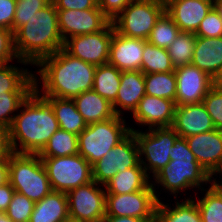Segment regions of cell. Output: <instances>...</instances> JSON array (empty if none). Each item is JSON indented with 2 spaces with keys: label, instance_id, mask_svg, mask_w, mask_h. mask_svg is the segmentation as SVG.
Returning <instances> with one entry per match:
<instances>
[{
  "label": "cell",
  "instance_id": "cell-1",
  "mask_svg": "<svg viewBox=\"0 0 222 222\" xmlns=\"http://www.w3.org/2000/svg\"><path fill=\"white\" fill-rule=\"evenodd\" d=\"M35 66L40 67L36 71L40 82L34 74L35 91L40 96L73 99L93 88L97 66L71 56L63 48L42 58ZM39 86L42 87L41 91Z\"/></svg>",
  "mask_w": 222,
  "mask_h": 222
},
{
  "label": "cell",
  "instance_id": "cell-2",
  "mask_svg": "<svg viewBox=\"0 0 222 222\" xmlns=\"http://www.w3.org/2000/svg\"><path fill=\"white\" fill-rule=\"evenodd\" d=\"M20 108L9 128L12 152L39 154L60 128L53 108L35 90Z\"/></svg>",
  "mask_w": 222,
  "mask_h": 222
},
{
  "label": "cell",
  "instance_id": "cell-3",
  "mask_svg": "<svg viewBox=\"0 0 222 222\" xmlns=\"http://www.w3.org/2000/svg\"><path fill=\"white\" fill-rule=\"evenodd\" d=\"M14 50L18 59L36 65L64 46L58 27V13L51 1L38 10L14 34Z\"/></svg>",
  "mask_w": 222,
  "mask_h": 222
},
{
  "label": "cell",
  "instance_id": "cell-4",
  "mask_svg": "<svg viewBox=\"0 0 222 222\" xmlns=\"http://www.w3.org/2000/svg\"><path fill=\"white\" fill-rule=\"evenodd\" d=\"M170 161L158 171L151 181L155 188L161 185L165 192H171L177 198L178 193L187 189H204L202 184H212V177L196 160L184 137L178 136L169 150ZM153 182V183H152ZM185 189V190H184ZM167 190V191H166ZM177 193V195H176Z\"/></svg>",
  "mask_w": 222,
  "mask_h": 222
},
{
  "label": "cell",
  "instance_id": "cell-5",
  "mask_svg": "<svg viewBox=\"0 0 222 222\" xmlns=\"http://www.w3.org/2000/svg\"><path fill=\"white\" fill-rule=\"evenodd\" d=\"M9 182L15 192L34 202L47 196L52 188L38 154L12 153L8 159Z\"/></svg>",
  "mask_w": 222,
  "mask_h": 222
},
{
  "label": "cell",
  "instance_id": "cell-6",
  "mask_svg": "<svg viewBox=\"0 0 222 222\" xmlns=\"http://www.w3.org/2000/svg\"><path fill=\"white\" fill-rule=\"evenodd\" d=\"M124 118L115 115L108 120L88 124L78 135V153L91 165L104 157L131 132Z\"/></svg>",
  "mask_w": 222,
  "mask_h": 222
},
{
  "label": "cell",
  "instance_id": "cell-7",
  "mask_svg": "<svg viewBox=\"0 0 222 222\" xmlns=\"http://www.w3.org/2000/svg\"><path fill=\"white\" fill-rule=\"evenodd\" d=\"M130 131L134 134L138 144L140 163L147 176L150 178L149 175L152 173L153 177L169 163V150L179 135L171 126L154 127L148 131L146 129L145 132L142 129L140 131L131 127Z\"/></svg>",
  "mask_w": 222,
  "mask_h": 222
},
{
  "label": "cell",
  "instance_id": "cell-8",
  "mask_svg": "<svg viewBox=\"0 0 222 222\" xmlns=\"http://www.w3.org/2000/svg\"><path fill=\"white\" fill-rule=\"evenodd\" d=\"M164 12L160 0H132L112 23L120 35L147 40Z\"/></svg>",
  "mask_w": 222,
  "mask_h": 222
},
{
  "label": "cell",
  "instance_id": "cell-9",
  "mask_svg": "<svg viewBox=\"0 0 222 222\" xmlns=\"http://www.w3.org/2000/svg\"><path fill=\"white\" fill-rule=\"evenodd\" d=\"M40 158L52 191L67 193L93 181L92 165L79 153L71 156Z\"/></svg>",
  "mask_w": 222,
  "mask_h": 222
},
{
  "label": "cell",
  "instance_id": "cell-10",
  "mask_svg": "<svg viewBox=\"0 0 222 222\" xmlns=\"http://www.w3.org/2000/svg\"><path fill=\"white\" fill-rule=\"evenodd\" d=\"M94 180L66 193L70 222H102L106 216L105 188Z\"/></svg>",
  "mask_w": 222,
  "mask_h": 222
},
{
  "label": "cell",
  "instance_id": "cell-11",
  "mask_svg": "<svg viewBox=\"0 0 222 222\" xmlns=\"http://www.w3.org/2000/svg\"><path fill=\"white\" fill-rule=\"evenodd\" d=\"M151 182L140 191L129 194H106V216H128L155 219L159 194Z\"/></svg>",
  "mask_w": 222,
  "mask_h": 222
},
{
  "label": "cell",
  "instance_id": "cell-12",
  "mask_svg": "<svg viewBox=\"0 0 222 222\" xmlns=\"http://www.w3.org/2000/svg\"><path fill=\"white\" fill-rule=\"evenodd\" d=\"M139 163L138 144L134 134L130 132L104 157L92 165V179L104 187L119 171L136 167Z\"/></svg>",
  "mask_w": 222,
  "mask_h": 222
},
{
  "label": "cell",
  "instance_id": "cell-13",
  "mask_svg": "<svg viewBox=\"0 0 222 222\" xmlns=\"http://www.w3.org/2000/svg\"><path fill=\"white\" fill-rule=\"evenodd\" d=\"M112 21L101 31L78 35L64 41L63 49L86 63L100 66L108 64L110 43L113 37Z\"/></svg>",
  "mask_w": 222,
  "mask_h": 222
},
{
  "label": "cell",
  "instance_id": "cell-14",
  "mask_svg": "<svg viewBox=\"0 0 222 222\" xmlns=\"http://www.w3.org/2000/svg\"><path fill=\"white\" fill-rule=\"evenodd\" d=\"M57 13L58 27L64 41L74 36L99 32L111 22L98 6L85 10H57Z\"/></svg>",
  "mask_w": 222,
  "mask_h": 222
},
{
  "label": "cell",
  "instance_id": "cell-15",
  "mask_svg": "<svg viewBox=\"0 0 222 222\" xmlns=\"http://www.w3.org/2000/svg\"><path fill=\"white\" fill-rule=\"evenodd\" d=\"M177 106L200 103L212 87V78L192 64L175 68Z\"/></svg>",
  "mask_w": 222,
  "mask_h": 222
},
{
  "label": "cell",
  "instance_id": "cell-16",
  "mask_svg": "<svg viewBox=\"0 0 222 222\" xmlns=\"http://www.w3.org/2000/svg\"><path fill=\"white\" fill-rule=\"evenodd\" d=\"M185 139L198 163L217 179L222 169V130L214 129Z\"/></svg>",
  "mask_w": 222,
  "mask_h": 222
},
{
  "label": "cell",
  "instance_id": "cell-17",
  "mask_svg": "<svg viewBox=\"0 0 222 222\" xmlns=\"http://www.w3.org/2000/svg\"><path fill=\"white\" fill-rule=\"evenodd\" d=\"M176 103L170 99L144 95L132 113L135 124L154 127H168L173 124Z\"/></svg>",
  "mask_w": 222,
  "mask_h": 222
},
{
  "label": "cell",
  "instance_id": "cell-18",
  "mask_svg": "<svg viewBox=\"0 0 222 222\" xmlns=\"http://www.w3.org/2000/svg\"><path fill=\"white\" fill-rule=\"evenodd\" d=\"M214 5L213 0H173L165 4V11L181 32L195 33Z\"/></svg>",
  "mask_w": 222,
  "mask_h": 222
},
{
  "label": "cell",
  "instance_id": "cell-19",
  "mask_svg": "<svg viewBox=\"0 0 222 222\" xmlns=\"http://www.w3.org/2000/svg\"><path fill=\"white\" fill-rule=\"evenodd\" d=\"M144 40L120 35L114 29L110 43L108 64L118 70H141Z\"/></svg>",
  "mask_w": 222,
  "mask_h": 222
},
{
  "label": "cell",
  "instance_id": "cell-20",
  "mask_svg": "<svg viewBox=\"0 0 222 222\" xmlns=\"http://www.w3.org/2000/svg\"><path fill=\"white\" fill-rule=\"evenodd\" d=\"M171 127L184 138L215 129L212 118L202 102L176 106Z\"/></svg>",
  "mask_w": 222,
  "mask_h": 222
},
{
  "label": "cell",
  "instance_id": "cell-21",
  "mask_svg": "<svg viewBox=\"0 0 222 222\" xmlns=\"http://www.w3.org/2000/svg\"><path fill=\"white\" fill-rule=\"evenodd\" d=\"M120 79V87L112 107L116 115L122 116V111L133 113L146 92L144 73L141 70L123 71Z\"/></svg>",
  "mask_w": 222,
  "mask_h": 222
},
{
  "label": "cell",
  "instance_id": "cell-22",
  "mask_svg": "<svg viewBox=\"0 0 222 222\" xmlns=\"http://www.w3.org/2000/svg\"><path fill=\"white\" fill-rule=\"evenodd\" d=\"M191 64L213 78L222 66V37H196Z\"/></svg>",
  "mask_w": 222,
  "mask_h": 222
},
{
  "label": "cell",
  "instance_id": "cell-23",
  "mask_svg": "<svg viewBox=\"0 0 222 222\" xmlns=\"http://www.w3.org/2000/svg\"><path fill=\"white\" fill-rule=\"evenodd\" d=\"M29 222H70L66 193L51 191L35 202Z\"/></svg>",
  "mask_w": 222,
  "mask_h": 222
},
{
  "label": "cell",
  "instance_id": "cell-24",
  "mask_svg": "<svg viewBox=\"0 0 222 222\" xmlns=\"http://www.w3.org/2000/svg\"><path fill=\"white\" fill-rule=\"evenodd\" d=\"M78 112L88 124L113 118L112 104L96 91L88 90L73 98Z\"/></svg>",
  "mask_w": 222,
  "mask_h": 222
},
{
  "label": "cell",
  "instance_id": "cell-25",
  "mask_svg": "<svg viewBox=\"0 0 222 222\" xmlns=\"http://www.w3.org/2000/svg\"><path fill=\"white\" fill-rule=\"evenodd\" d=\"M150 182V178L139 163L136 167L119 171L104 185V188L106 194H129L143 190Z\"/></svg>",
  "mask_w": 222,
  "mask_h": 222
},
{
  "label": "cell",
  "instance_id": "cell-26",
  "mask_svg": "<svg viewBox=\"0 0 222 222\" xmlns=\"http://www.w3.org/2000/svg\"><path fill=\"white\" fill-rule=\"evenodd\" d=\"M53 108L60 129L79 135L86 127L82 115L78 112L73 99L41 96Z\"/></svg>",
  "mask_w": 222,
  "mask_h": 222
},
{
  "label": "cell",
  "instance_id": "cell-27",
  "mask_svg": "<svg viewBox=\"0 0 222 222\" xmlns=\"http://www.w3.org/2000/svg\"><path fill=\"white\" fill-rule=\"evenodd\" d=\"M171 207L164 204L161 200L158 202L154 222H202L198 206L194 199L187 198Z\"/></svg>",
  "mask_w": 222,
  "mask_h": 222
},
{
  "label": "cell",
  "instance_id": "cell-28",
  "mask_svg": "<svg viewBox=\"0 0 222 222\" xmlns=\"http://www.w3.org/2000/svg\"><path fill=\"white\" fill-rule=\"evenodd\" d=\"M34 73L9 63L0 64V92H33Z\"/></svg>",
  "mask_w": 222,
  "mask_h": 222
},
{
  "label": "cell",
  "instance_id": "cell-29",
  "mask_svg": "<svg viewBox=\"0 0 222 222\" xmlns=\"http://www.w3.org/2000/svg\"><path fill=\"white\" fill-rule=\"evenodd\" d=\"M121 72L110 64L97 66L92 89L112 104L116 100L120 87Z\"/></svg>",
  "mask_w": 222,
  "mask_h": 222
},
{
  "label": "cell",
  "instance_id": "cell-30",
  "mask_svg": "<svg viewBox=\"0 0 222 222\" xmlns=\"http://www.w3.org/2000/svg\"><path fill=\"white\" fill-rule=\"evenodd\" d=\"M78 154V135L58 129L38 154L39 157H61Z\"/></svg>",
  "mask_w": 222,
  "mask_h": 222
},
{
  "label": "cell",
  "instance_id": "cell-31",
  "mask_svg": "<svg viewBox=\"0 0 222 222\" xmlns=\"http://www.w3.org/2000/svg\"><path fill=\"white\" fill-rule=\"evenodd\" d=\"M144 81L146 95L175 101L176 76L174 71L144 74Z\"/></svg>",
  "mask_w": 222,
  "mask_h": 222
},
{
  "label": "cell",
  "instance_id": "cell-32",
  "mask_svg": "<svg viewBox=\"0 0 222 222\" xmlns=\"http://www.w3.org/2000/svg\"><path fill=\"white\" fill-rule=\"evenodd\" d=\"M205 191L204 197L195 202L198 206L202 222H222V187L214 182Z\"/></svg>",
  "mask_w": 222,
  "mask_h": 222
},
{
  "label": "cell",
  "instance_id": "cell-33",
  "mask_svg": "<svg viewBox=\"0 0 222 222\" xmlns=\"http://www.w3.org/2000/svg\"><path fill=\"white\" fill-rule=\"evenodd\" d=\"M174 70L175 68L173 67L167 49L160 48L144 40L141 71L144 74H148L171 72Z\"/></svg>",
  "mask_w": 222,
  "mask_h": 222
},
{
  "label": "cell",
  "instance_id": "cell-34",
  "mask_svg": "<svg viewBox=\"0 0 222 222\" xmlns=\"http://www.w3.org/2000/svg\"><path fill=\"white\" fill-rule=\"evenodd\" d=\"M196 37L193 32H180L172 45L167 48L174 68L191 64Z\"/></svg>",
  "mask_w": 222,
  "mask_h": 222
},
{
  "label": "cell",
  "instance_id": "cell-35",
  "mask_svg": "<svg viewBox=\"0 0 222 222\" xmlns=\"http://www.w3.org/2000/svg\"><path fill=\"white\" fill-rule=\"evenodd\" d=\"M181 31L166 11L160 16L147 41L160 48L167 49Z\"/></svg>",
  "mask_w": 222,
  "mask_h": 222
},
{
  "label": "cell",
  "instance_id": "cell-36",
  "mask_svg": "<svg viewBox=\"0 0 222 222\" xmlns=\"http://www.w3.org/2000/svg\"><path fill=\"white\" fill-rule=\"evenodd\" d=\"M32 92H0V126L10 128L16 111ZM13 113V114H12Z\"/></svg>",
  "mask_w": 222,
  "mask_h": 222
},
{
  "label": "cell",
  "instance_id": "cell-37",
  "mask_svg": "<svg viewBox=\"0 0 222 222\" xmlns=\"http://www.w3.org/2000/svg\"><path fill=\"white\" fill-rule=\"evenodd\" d=\"M35 202L27 196L15 192L4 212L13 222H29Z\"/></svg>",
  "mask_w": 222,
  "mask_h": 222
},
{
  "label": "cell",
  "instance_id": "cell-38",
  "mask_svg": "<svg viewBox=\"0 0 222 222\" xmlns=\"http://www.w3.org/2000/svg\"><path fill=\"white\" fill-rule=\"evenodd\" d=\"M51 0H16V11L13 20V34L38 10L47 6Z\"/></svg>",
  "mask_w": 222,
  "mask_h": 222
},
{
  "label": "cell",
  "instance_id": "cell-39",
  "mask_svg": "<svg viewBox=\"0 0 222 222\" xmlns=\"http://www.w3.org/2000/svg\"><path fill=\"white\" fill-rule=\"evenodd\" d=\"M197 37H222V11L215 4L205 18L200 22Z\"/></svg>",
  "mask_w": 222,
  "mask_h": 222
},
{
  "label": "cell",
  "instance_id": "cell-40",
  "mask_svg": "<svg viewBox=\"0 0 222 222\" xmlns=\"http://www.w3.org/2000/svg\"><path fill=\"white\" fill-rule=\"evenodd\" d=\"M202 104L211 116L215 129L222 130V90L212 86Z\"/></svg>",
  "mask_w": 222,
  "mask_h": 222
},
{
  "label": "cell",
  "instance_id": "cell-41",
  "mask_svg": "<svg viewBox=\"0 0 222 222\" xmlns=\"http://www.w3.org/2000/svg\"><path fill=\"white\" fill-rule=\"evenodd\" d=\"M13 59H16L18 63L25 66L30 64L27 61L17 58L14 50V37L12 31L0 28V64L10 63Z\"/></svg>",
  "mask_w": 222,
  "mask_h": 222
},
{
  "label": "cell",
  "instance_id": "cell-42",
  "mask_svg": "<svg viewBox=\"0 0 222 222\" xmlns=\"http://www.w3.org/2000/svg\"><path fill=\"white\" fill-rule=\"evenodd\" d=\"M16 11V0H0V28L11 30Z\"/></svg>",
  "mask_w": 222,
  "mask_h": 222
},
{
  "label": "cell",
  "instance_id": "cell-43",
  "mask_svg": "<svg viewBox=\"0 0 222 222\" xmlns=\"http://www.w3.org/2000/svg\"><path fill=\"white\" fill-rule=\"evenodd\" d=\"M132 0H97L98 7L112 21Z\"/></svg>",
  "mask_w": 222,
  "mask_h": 222
},
{
  "label": "cell",
  "instance_id": "cell-44",
  "mask_svg": "<svg viewBox=\"0 0 222 222\" xmlns=\"http://www.w3.org/2000/svg\"><path fill=\"white\" fill-rule=\"evenodd\" d=\"M57 10H85L96 8L97 0H53Z\"/></svg>",
  "mask_w": 222,
  "mask_h": 222
},
{
  "label": "cell",
  "instance_id": "cell-45",
  "mask_svg": "<svg viewBox=\"0 0 222 222\" xmlns=\"http://www.w3.org/2000/svg\"><path fill=\"white\" fill-rule=\"evenodd\" d=\"M12 153L9 129L0 126V159H9Z\"/></svg>",
  "mask_w": 222,
  "mask_h": 222
},
{
  "label": "cell",
  "instance_id": "cell-46",
  "mask_svg": "<svg viewBox=\"0 0 222 222\" xmlns=\"http://www.w3.org/2000/svg\"><path fill=\"white\" fill-rule=\"evenodd\" d=\"M15 190L10 182L0 186V213H4L10 204Z\"/></svg>",
  "mask_w": 222,
  "mask_h": 222
},
{
  "label": "cell",
  "instance_id": "cell-47",
  "mask_svg": "<svg viewBox=\"0 0 222 222\" xmlns=\"http://www.w3.org/2000/svg\"><path fill=\"white\" fill-rule=\"evenodd\" d=\"M102 222H154V219H142L137 217H128V216H105Z\"/></svg>",
  "mask_w": 222,
  "mask_h": 222
},
{
  "label": "cell",
  "instance_id": "cell-48",
  "mask_svg": "<svg viewBox=\"0 0 222 222\" xmlns=\"http://www.w3.org/2000/svg\"><path fill=\"white\" fill-rule=\"evenodd\" d=\"M9 182L8 159H0V186Z\"/></svg>",
  "mask_w": 222,
  "mask_h": 222
},
{
  "label": "cell",
  "instance_id": "cell-49",
  "mask_svg": "<svg viewBox=\"0 0 222 222\" xmlns=\"http://www.w3.org/2000/svg\"><path fill=\"white\" fill-rule=\"evenodd\" d=\"M212 86L222 90V66L212 78Z\"/></svg>",
  "mask_w": 222,
  "mask_h": 222
},
{
  "label": "cell",
  "instance_id": "cell-50",
  "mask_svg": "<svg viewBox=\"0 0 222 222\" xmlns=\"http://www.w3.org/2000/svg\"><path fill=\"white\" fill-rule=\"evenodd\" d=\"M0 222H13L5 213H0Z\"/></svg>",
  "mask_w": 222,
  "mask_h": 222
},
{
  "label": "cell",
  "instance_id": "cell-51",
  "mask_svg": "<svg viewBox=\"0 0 222 222\" xmlns=\"http://www.w3.org/2000/svg\"><path fill=\"white\" fill-rule=\"evenodd\" d=\"M218 174H219V178H221L220 176L222 175V169L218 172ZM220 174H221V175H220ZM219 182H220V181L214 179V183L222 187V182H221V183H219Z\"/></svg>",
  "mask_w": 222,
  "mask_h": 222
},
{
  "label": "cell",
  "instance_id": "cell-52",
  "mask_svg": "<svg viewBox=\"0 0 222 222\" xmlns=\"http://www.w3.org/2000/svg\"><path fill=\"white\" fill-rule=\"evenodd\" d=\"M164 5L173 0H160Z\"/></svg>",
  "mask_w": 222,
  "mask_h": 222
},
{
  "label": "cell",
  "instance_id": "cell-53",
  "mask_svg": "<svg viewBox=\"0 0 222 222\" xmlns=\"http://www.w3.org/2000/svg\"><path fill=\"white\" fill-rule=\"evenodd\" d=\"M217 6L221 9L222 11V1H220L219 3H217Z\"/></svg>",
  "mask_w": 222,
  "mask_h": 222
},
{
  "label": "cell",
  "instance_id": "cell-54",
  "mask_svg": "<svg viewBox=\"0 0 222 222\" xmlns=\"http://www.w3.org/2000/svg\"><path fill=\"white\" fill-rule=\"evenodd\" d=\"M215 4L219 3L222 0H213Z\"/></svg>",
  "mask_w": 222,
  "mask_h": 222
}]
</instances>
